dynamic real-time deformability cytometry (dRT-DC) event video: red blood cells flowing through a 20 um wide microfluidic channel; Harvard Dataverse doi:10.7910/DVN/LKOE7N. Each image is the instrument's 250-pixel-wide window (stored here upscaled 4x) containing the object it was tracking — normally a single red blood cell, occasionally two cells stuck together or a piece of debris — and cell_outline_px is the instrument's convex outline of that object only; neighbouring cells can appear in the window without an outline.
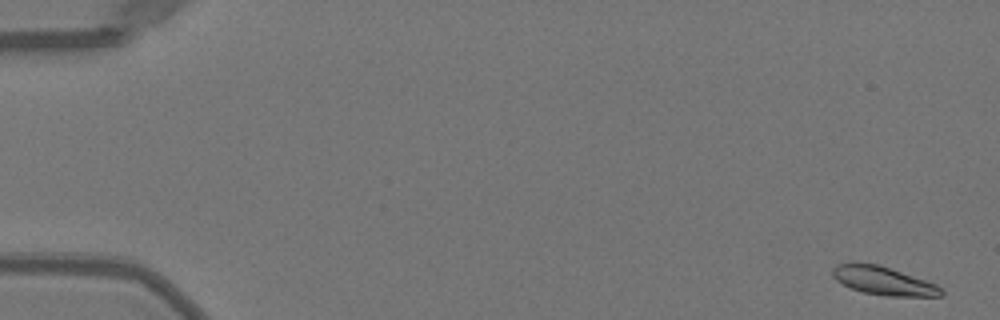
{"species": "Egyptian fruit bat (a non-hibernating species)", "species_latin": "Rousettus aegyptiacus", "temperature_condition": "warm", "stored_images_in_passage": 14, "camera_frame_rate_fps": 3000, "um_per_image_px": 0.085, "animal": {"sex": "female"}, "frame": {"image": 1, "passage_image": 1, "time_ms": 0.0, "image_size_px": [1000, 320], "cell_outline_px": [[944, 292], [940, 296], [884, 296], [864, 292], [852, 288], [836, 280], [832, 276], [832, 268], [836, 264], [876, 264], [936, 284], [944, 288]], "centroid_in_image_um": [75.11, 23.89], "position_along_channel_um": 9.9, "area_um2": 17.46}}
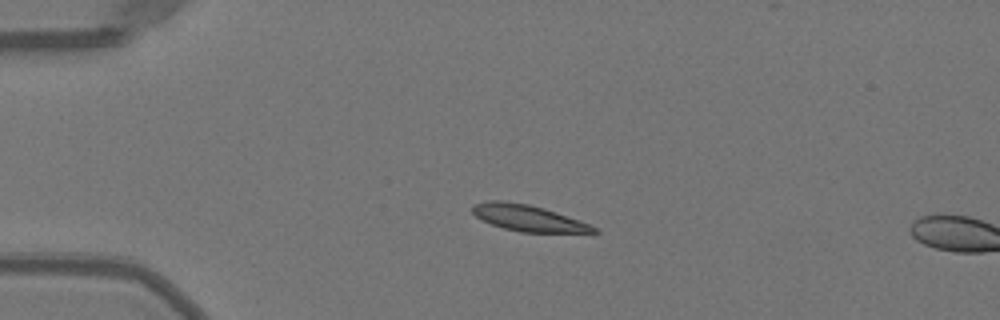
{"frame": {"image": 2, "passage_image": 12, "time_ms": 3.667, "image_size_px": [1000, 320], "cell_outline_px": [[600, 232], [520, 232], [504, 228], [492, 224], [476, 216], [472, 212], [472, 204], [488, 200], [504, 200], [528, 204], [544, 208], [556, 212], [588, 224], [596, 228]], "centroid_in_image_um": [44.83, 18.51], "position_along_channel_um": 40.2, "area_um2": 18.26}}